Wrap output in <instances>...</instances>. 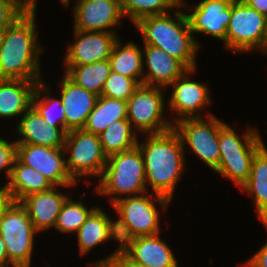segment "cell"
I'll return each instance as SVG.
<instances>
[{"mask_svg":"<svg viewBox=\"0 0 267 267\" xmlns=\"http://www.w3.org/2000/svg\"><path fill=\"white\" fill-rule=\"evenodd\" d=\"M264 53L267 54V17H266V32H265V39H264Z\"/></svg>","mask_w":267,"mask_h":267,"instance_id":"obj_43","label":"cell"},{"mask_svg":"<svg viewBox=\"0 0 267 267\" xmlns=\"http://www.w3.org/2000/svg\"><path fill=\"white\" fill-rule=\"evenodd\" d=\"M174 17L176 20L168 12L142 18L134 25L140 31L144 45L159 47L188 70L195 69L199 43L192 36L187 14L175 11Z\"/></svg>","mask_w":267,"mask_h":267,"instance_id":"obj_3","label":"cell"},{"mask_svg":"<svg viewBox=\"0 0 267 267\" xmlns=\"http://www.w3.org/2000/svg\"><path fill=\"white\" fill-rule=\"evenodd\" d=\"M206 117V121L202 117L183 119L173 128L183 145L187 143L206 165L215 170L220 161L219 119L212 114Z\"/></svg>","mask_w":267,"mask_h":267,"instance_id":"obj_10","label":"cell"},{"mask_svg":"<svg viewBox=\"0 0 267 267\" xmlns=\"http://www.w3.org/2000/svg\"><path fill=\"white\" fill-rule=\"evenodd\" d=\"M74 11V30L113 32L121 22L120 0H77Z\"/></svg>","mask_w":267,"mask_h":267,"instance_id":"obj_14","label":"cell"},{"mask_svg":"<svg viewBox=\"0 0 267 267\" xmlns=\"http://www.w3.org/2000/svg\"><path fill=\"white\" fill-rule=\"evenodd\" d=\"M245 266L267 267V243L247 262H245Z\"/></svg>","mask_w":267,"mask_h":267,"instance_id":"obj_37","label":"cell"},{"mask_svg":"<svg viewBox=\"0 0 267 267\" xmlns=\"http://www.w3.org/2000/svg\"><path fill=\"white\" fill-rule=\"evenodd\" d=\"M107 213L96 208L76 232L80 254H86L96 245L108 240Z\"/></svg>","mask_w":267,"mask_h":267,"instance_id":"obj_29","label":"cell"},{"mask_svg":"<svg viewBox=\"0 0 267 267\" xmlns=\"http://www.w3.org/2000/svg\"><path fill=\"white\" fill-rule=\"evenodd\" d=\"M195 69L186 70L176 81L169 86L173 87L170 99L168 100L169 107L178 114L174 117V123L188 118H201L198 113L201 108L209 106L210 95L208 85L193 82L189 79L187 73H192ZM180 116V117H179Z\"/></svg>","mask_w":267,"mask_h":267,"instance_id":"obj_15","label":"cell"},{"mask_svg":"<svg viewBox=\"0 0 267 267\" xmlns=\"http://www.w3.org/2000/svg\"><path fill=\"white\" fill-rule=\"evenodd\" d=\"M22 3L28 10H36V0H18Z\"/></svg>","mask_w":267,"mask_h":267,"instance_id":"obj_41","label":"cell"},{"mask_svg":"<svg viewBox=\"0 0 267 267\" xmlns=\"http://www.w3.org/2000/svg\"><path fill=\"white\" fill-rule=\"evenodd\" d=\"M9 264L12 263L8 260L6 245L0 234V267H10Z\"/></svg>","mask_w":267,"mask_h":267,"instance_id":"obj_40","label":"cell"},{"mask_svg":"<svg viewBox=\"0 0 267 267\" xmlns=\"http://www.w3.org/2000/svg\"><path fill=\"white\" fill-rule=\"evenodd\" d=\"M242 190L254 197L257 216L263 222L267 219V148L265 144L253 157L249 179Z\"/></svg>","mask_w":267,"mask_h":267,"instance_id":"obj_24","label":"cell"},{"mask_svg":"<svg viewBox=\"0 0 267 267\" xmlns=\"http://www.w3.org/2000/svg\"><path fill=\"white\" fill-rule=\"evenodd\" d=\"M106 267H147L134 262L127 255H120L112 258Z\"/></svg>","mask_w":267,"mask_h":267,"instance_id":"obj_38","label":"cell"},{"mask_svg":"<svg viewBox=\"0 0 267 267\" xmlns=\"http://www.w3.org/2000/svg\"><path fill=\"white\" fill-rule=\"evenodd\" d=\"M242 138L229 125L219 120L220 161L215 172L241 187L250 176L256 152L264 145L256 129L248 128Z\"/></svg>","mask_w":267,"mask_h":267,"instance_id":"obj_4","label":"cell"},{"mask_svg":"<svg viewBox=\"0 0 267 267\" xmlns=\"http://www.w3.org/2000/svg\"><path fill=\"white\" fill-rule=\"evenodd\" d=\"M62 1V4L65 5V7H67L70 3V0H60Z\"/></svg>","mask_w":267,"mask_h":267,"instance_id":"obj_44","label":"cell"},{"mask_svg":"<svg viewBox=\"0 0 267 267\" xmlns=\"http://www.w3.org/2000/svg\"><path fill=\"white\" fill-rule=\"evenodd\" d=\"M119 119H127V101L98 96L83 130L100 135L108 125Z\"/></svg>","mask_w":267,"mask_h":267,"instance_id":"obj_26","label":"cell"},{"mask_svg":"<svg viewBox=\"0 0 267 267\" xmlns=\"http://www.w3.org/2000/svg\"><path fill=\"white\" fill-rule=\"evenodd\" d=\"M64 151L70 152L66 159V168L71 178L77 182L78 177H101L107 162L99 135L83 129L70 130L66 134Z\"/></svg>","mask_w":267,"mask_h":267,"instance_id":"obj_7","label":"cell"},{"mask_svg":"<svg viewBox=\"0 0 267 267\" xmlns=\"http://www.w3.org/2000/svg\"><path fill=\"white\" fill-rule=\"evenodd\" d=\"M266 17L252 9L244 0H233L231 18L226 31V48L235 52L253 51L264 53Z\"/></svg>","mask_w":267,"mask_h":267,"instance_id":"obj_8","label":"cell"},{"mask_svg":"<svg viewBox=\"0 0 267 267\" xmlns=\"http://www.w3.org/2000/svg\"><path fill=\"white\" fill-rule=\"evenodd\" d=\"M263 224L265 225V227L267 228V219L265 221H263Z\"/></svg>","mask_w":267,"mask_h":267,"instance_id":"obj_45","label":"cell"},{"mask_svg":"<svg viewBox=\"0 0 267 267\" xmlns=\"http://www.w3.org/2000/svg\"><path fill=\"white\" fill-rule=\"evenodd\" d=\"M252 9L267 17V0H244Z\"/></svg>","mask_w":267,"mask_h":267,"instance_id":"obj_39","label":"cell"},{"mask_svg":"<svg viewBox=\"0 0 267 267\" xmlns=\"http://www.w3.org/2000/svg\"><path fill=\"white\" fill-rule=\"evenodd\" d=\"M17 158V143L0 138V171L6 170L8 178L11 175L15 160Z\"/></svg>","mask_w":267,"mask_h":267,"instance_id":"obj_36","label":"cell"},{"mask_svg":"<svg viewBox=\"0 0 267 267\" xmlns=\"http://www.w3.org/2000/svg\"><path fill=\"white\" fill-rule=\"evenodd\" d=\"M139 86L140 84L135 79L111 71L105 81L101 96L127 101Z\"/></svg>","mask_w":267,"mask_h":267,"instance_id":"obj_34","label":"cell"},{"mask_svg":"<svg viewBox=\"0 0 267 267\" xmlns=\"http://www.w3.org/2000/svg\"><path fill=\"white\" fill-rule=\"evenodd\" d=\"M35 12L27 10L0 34V79L43 81L39 64L43 48L37 43Z\"/></svg>","mask_w":267,"mask_h":267,"instance_id":"obj_1","label":"cell"},{"mask_svg":"<svg viewBox=\"0 0 267 267\" xmlns=\"http://www.w3.org/2000/svg\"><path fill=\"white\" fill-rule=\"evenodd\" d=\"M61 85V100L65 110L66 130L83 129L94 109L98 95L76 85L66 75Z\"/></svg>","mask_w":267,"mask_h":267,"instance_id":"obj_17","label":"cell"},{"mask_svg":"<svg viewBox=\"0 0 267 267\" xmlns=\"http://www.w3.org/2000/svg\"><path fill=\"white\" fill-rule=\"evenodd\" d=\"M163 87L141 84L127 100V119L136 131L161 134L173 129V121L164 119Z\"/></svg>","mask_w":267,"mask_h":267,"instance_id":"obj_9","label":"cell"},{"mask_svg":"<svg viewBox=\"0 0 267 267\" xmlns=\"http://www.w3.org/2000/svg\"><path fill=\"white\" fill-rule=\"evenodd\" d=\"M144 50L143 57L148 68V74L143 75L144 85L166 88L188 70L178 59L159 47L145 45Z\"/></svg>","mask_w":267,"mask_h":267,"instance_id":"obj_20","label":"cell"},{"mask_svg":"<svg viewBox=\"0 0 267 267\" xmlns=\"http://www.w3.org/2000/svg\"><path fill=\"white\" fill-rule=\"evenodd\" d=\"M52 187L43 174L16 158L8 182L0 191L10 200L20 202L30 194L47 191Z\"/></svg>","mask_w":267,"mask_h":267,"instance_id":"obj_21","label":"cell"},{"mask_svg":"<svg viewBox=\"0 0 267 267\" xmlns=\"http://www.w3.org/2000/svg\"><path fill=\"white\" fill-rule=\"evenodd\" d=\"M233 0H203L193 13L187 14L192 33H204L226 45V31L231 18Z\"/></svg>","mask_w":267,"mask_h":267,"instance_id":"obj_16","label":"cell"},{"mask_svg":"<svg viewBox=\"0 0 267 267\" xmlns=\"http://www.w3.org/2000/svg\"><path fill=\"white\" fill-rule=\"evenodd\" d=\"M127 256L134 262L147 267H178L169 246L155 235L137 236Z\"/></svg>","mask_w":267,"mask_h":267,"instance_id":"obj_23","label":"cell"},{"mask_svg":"<svg viewBox=\"0 0 267 267\" xmlns=\"http://www.w3.org/2000/svg\"><path fill=\"white\" fill-rule=\"evenodd\" d=\"M37 83L22 79H0V117L24 114L32 106Z\"/></svg>","mask_w":267,"mask_h":267,"instance_id":"obj_22","label":"cell"},{"mask_svg":"<svg viewBox=\"0 0 267 267\" xmlns=\"http://www.w3.org/2000/svg\"><path fill=\"white\" fill-rule=\"evenodd\" d=\"M76 41L68 46L66 66H80L109 59L115 43V32L74 31Z\"/></svg>","mask_w":267,"mask_h":267,"instance_id":"obj_13","label":"cell"},{"mask_svg":"<svg viewBox=\"0 0 267 267\" xmlns=\"http://www.w3.org/2000/svg\"><path fill=\"white\" fill-rule=\"evenodd\" d=\"M45 86L46 84H44L42 81L37 83L32 98V107L41 115L48 125L52 127H64L66 129L65 110L62 100L61 98L55 99L54 97L47 98L50 90L49 87L46 88ZM44 92L45 95H48L39 100V96H41V94Z\"/></svg>","mask_w":267,"mask_h":267,"instance_id":"obj_31","label":"cell"},{"mask_svg":"<svg viewBox=\"0 0 267 267\" xmlns=\"http://www.w3.org/2000/svg\"><path fill=\"white\" fill-rule=\"evenodd\" d=\"M95 209L96 207L87 209L81 201L76 202L68 197L62 205L54 227L63 233L77 232Z\"/></svg>","mask_w":267,"mask_h":267,"instance_id":"obj_32","label":"cell"},{"mask_svg":"<svg viewBox=\"0 0 267 267\" xmlns=\"http://www.w3.org/2000/svg\"><path fill=\"white\" fill-rule=\"evenodd\" d=\"M124 17L133 24L142 18L168 13L173 8L184 7L183 0H120Z\"/></svg>","mask_w":267,"mask_h":267,"instance_id":"obj_30","label":"cell"},{"mask_svg":"<svg viewBox=\"0 0 267 267\" xmlns=\"http://www.w3.org/2000/svg\"><path fill=\"white\" fill-rule=\"evenodd\" d=\"M10 199L4 195L1 191H0V215L2 213V210L5 206V204L9 201Z\"/></svg>","mask_w":267,"mask_h":267,"instance_id":"obj_42","label":"cell"},{"mask_svg":"<svg viewBox=\"0 0 267 267\" xmlns=\"http://www.w3.org/2000/svg\"><path fill=\"white\" fill-rule=\"evenodd\" d=\"M107 220L108 240L116 239V241H119V245L116 251L109 255L106 259H101L100 261L95 262V265L92 264L93 267H106L112 258L120 255H127L132 250L137 237L121 216L118 220L113 222L107 215Z\"/></svg>","mask_w":267,"mask_h":267,"instance_id":"obj_33","label":"cell"},{"mask_svg":"<svg viewBox=\"0 0 267 267\" xmlns=\"http://www.w3.org/2000/svg\"><path fill=\"white\" fill-rule=\"evenodd\" d=\"M143 59L142 51L136 44L129 42L122 46L118 39L109 57L111 71L133 78L141 85L144 75Z\"/></svg>","mask_w":267,"mask_h":267,"instance_id":"obj_25","label":"cell"},{"mask_svg":"<svg viewBox=\"0 0 267 267\" xmlns=\"http://www.w3.org/2000/svg\"><path fill=\"white\" fill-rule=\"evenodd\" d=\"M132 126L128 119H119L108 125L99 135L102 150L107 157L137 146L139 139Z\"/></svg>","mask_w":267,"mask_h":267,"instance_id":"obj_28","label":"cell"},{"mask_svg":"<svg viewBox=\"0 0 267 267\" xmlns=\"http://www.w3.org/2000/svg\"><path fill=\"white\" fill-rule=\"evenodd\" d=\"M55 187L30 194L20 201L38 233L55 226L62 205L69 197L67 194L56 191L57 187Z\"/></svg>","mask_w":267,"mask_h":267,"instance_id":"obj_19","label":"cell"},{"mask_svg":"<svg viewBox=\"0 0 267 267\" xmlns=\"http://www.w3.org/2000/svg\"><path fill=\"white\" fill-rule=\"evenodd\" d=\"M64 147L17 143V158L43 174L53 186H74L76 182L66 168Z\"/></svg>","mask_w":267,"mask_h":267,"instance_id":"obj_12","label":"cell"},{"mask_svg":"<svg viewBox=\"0 0 267 267\" xmlns=\"http://www.w3.org/2000/svg\"><path fill=\"white\" fill-rule=\"evenodd\" d=\"M153 195L154 193L151 194V197L148 194L124 198L111 197V204L136 236L160 233L159 213L154 204V198L162 209H166L171 200L158 194L152 197Z\"/></svg>","mask_w":267,"mask_h":267,"instance_id":"obj_11","label":"cell"},{"mask_svg":"<svg viewBox=\"0 0 267 267\" xmlns=\"http://www.w3.org/2000/svg\"><path fill=\"white\" fill-rule=\"evenodd\" d=\"M144 159L138 146L107 157L99 186L101 195H141L147 193Z\"/></svg>","mask_w":267,"mask_h":267,"instance_id":"obj_5","label":"cell"},{"mask_svg":"<svg viewBox=\"0 0 267 267\" xmlns=\"http://www.w3.org/2000/svg\"><path fill=\"white\" fill-rule=\"evenodd\" d=\"M36 232L26 208L9 200L0 215V234L12 267H30Z\"/></svg>","mask_w":267,"mask_h":267,"instance_id":"obj_6","label":"cell"},{"mask_svg":"<svg viewBox=\"0 0 267 267\" xmlns=\"http://www.w3.org/2000/svg\"><path fill=\"white\" fill-rule=\"evenodd\" d=\"M139 147L145 167L146 183L153 193L172 199L175 186L184 171V145L180 135L173 129L150 134Z\"/></svg>","mask_w":267,"mask_h":267,"instance_id":"obj_2","label":"cell"},{"mask_svg":"<svg viewBox=\"0 0 267 267\" xmlns=\"http://www.w3.org/2000/svg\"><path fill=\"white\" fill-rule=\"evenodd\" d=\"M18 134L22 137L16 143H26L52 148L64 147L68 131L64 127H52L31 106L17 125Z\"/></svg>","mask_w":267,"mask_h":267,"instance_id":"obj_18","label":"cell"},{"mask_svg":"<svg viewBox=\"0 0 267 267\" xmlns=\"http://www.w3.org/2000/svg\"><path fill=\"white\" fill-rule=\"evenodd\" d=\"M27 10L18 0H0V34Z\"/></svg>","mask_w":267,"mask_h":267,"instance_id":"obj_35","label":"cell"},{"mask_svg":"<svg viewBox=\"0 0 267 267\" xmlns=\"http://www.w3.org/2000/svg\"><path fill=\"white\" fill-rule=\"evenodd\" d=\"M65 75L76 85L101 96L111 72L109 59L80 66H66Z\"/></svg>","mask_w":267,"mask_h":267,"instance_id":"obj_27","label":"cell"}]
</instances>
